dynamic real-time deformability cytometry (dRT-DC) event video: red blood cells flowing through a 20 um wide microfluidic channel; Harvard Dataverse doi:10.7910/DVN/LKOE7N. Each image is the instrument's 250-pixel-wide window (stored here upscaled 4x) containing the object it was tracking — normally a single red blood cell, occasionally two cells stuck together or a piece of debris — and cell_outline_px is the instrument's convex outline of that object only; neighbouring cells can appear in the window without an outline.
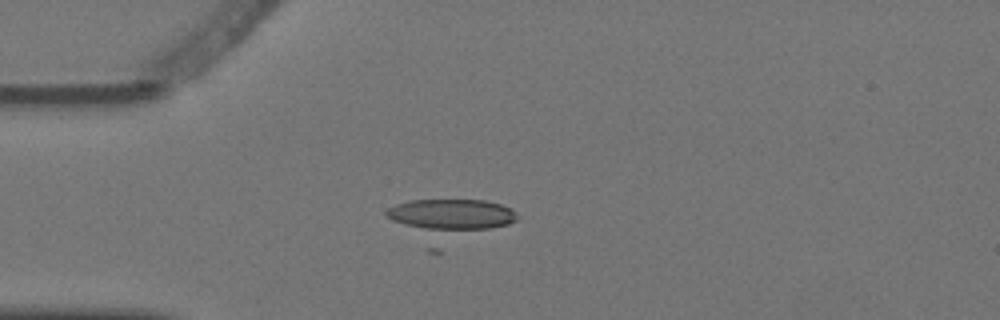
{"species": "Egyptian fruit bat (a non-hibernating species)", "species_latin": "Rousettus aegyptiacus", "temperature_condition": "warm", "stored_images_in_passage": 6, "camera_frame_rate_fps": 3000, "um_per_image_px": 0.085, "animal": {"sex": "female"}, "frame": {"image": 1, "passage_image": 3, "time_ms": 0.667, "image_size_px": [1000, 320], "cell_outline_px": [[520, 216], [516, 220], [508, 224], [488, 228], [440, 232], [432, 232], [404, 224], [392, 220], [384, 212], [388, 208], [396, 204], [412, 200], [484, 200], [500, 204], [516, 212]], "centroid_in_image_um": [38.36, 18.25], "position_along_channel_um": 46.6, "area_um2": 23.87}}
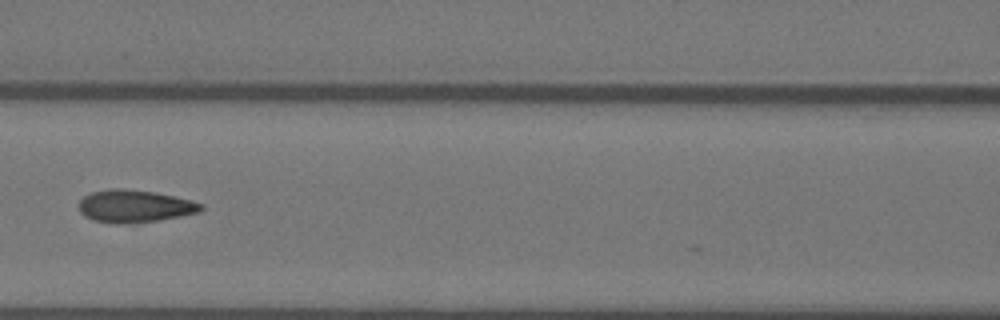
{"frame": {"image": 2, "passage_image": 6, "time_ms": 1.667, "image_size_px": [1000, 320], "cell_outline_px": [[204, 208], [200, 212], [160, 220], [136, 224], [124, 224], [92, 220], [84, 216], [80, 212], [80, 200], [84, 196], [92, 192], [108, 188], [120, 188], [152, 192], [172, 196], [204, 204]], "centroid_in_image_um": [11.43, 17.54], "position_along_channel_um": 155.2, "area_um2": 23.12}}